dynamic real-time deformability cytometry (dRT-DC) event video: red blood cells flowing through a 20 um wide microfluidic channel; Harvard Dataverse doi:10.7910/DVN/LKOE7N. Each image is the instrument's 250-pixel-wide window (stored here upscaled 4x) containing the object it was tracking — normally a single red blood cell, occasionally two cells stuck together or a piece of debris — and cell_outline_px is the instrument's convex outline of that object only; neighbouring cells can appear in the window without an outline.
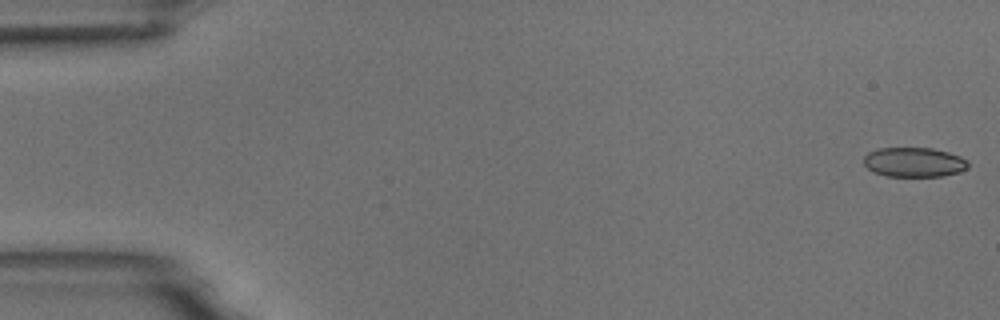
{"species": "common noctule bat (a hibernating species)", "species_latin": "Nyctalus noctula", "temperature_condition": "room temperature", "stored_images_in_passage": 7, "camera_frame_rate_fps": 3000, "um_per_image_px": 0.085, "animal": {"sex": "male", "body_mass_g": 18.8}, "frame": {"image": 1, "passage_image": 1, "time_ms": 0.0, "image_size_px": [1000, 320], "cell_outline_px": [[968, 168], [960, 172], [944, 176], [888, 176], [872, 172], [864, 164], [864, 156], [868, 152], [880, 148], [932, 148], [948, 152], [960, 156], [968, 160]], "centroid_in_image_um": [77.71, 13.79], "position_along_channel_um": 7.3, "area_um2": 18.09}}
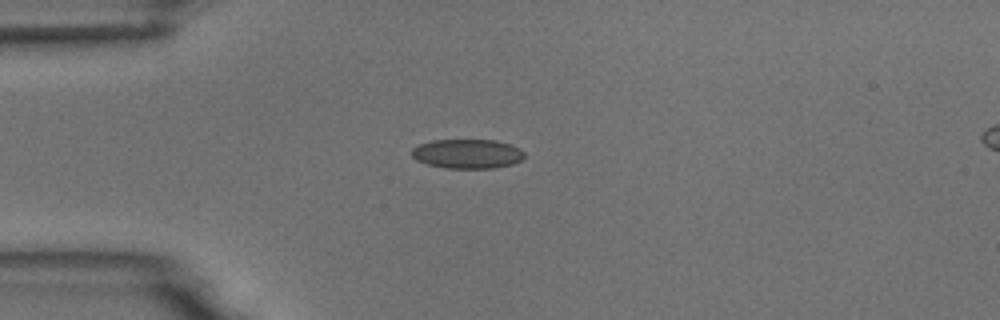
{"frame": {"image": 2, "passage_image": 4, "time_ms": 4.333, "image_size_px": [1000, 320], "cell_outline_px": [[524, 156], [520, 160], [512, 164], [496, 168], [444, 168], [428, 164], [416, 160], [412, 156], [412, 148], [420, 144], [432, 140], [496, 140], [520, 148], [524, 152]], "centroid_in_image_um": [39.72, 13.07], "position_along_channel_um": 45.3, "area_um2": 19.25}}